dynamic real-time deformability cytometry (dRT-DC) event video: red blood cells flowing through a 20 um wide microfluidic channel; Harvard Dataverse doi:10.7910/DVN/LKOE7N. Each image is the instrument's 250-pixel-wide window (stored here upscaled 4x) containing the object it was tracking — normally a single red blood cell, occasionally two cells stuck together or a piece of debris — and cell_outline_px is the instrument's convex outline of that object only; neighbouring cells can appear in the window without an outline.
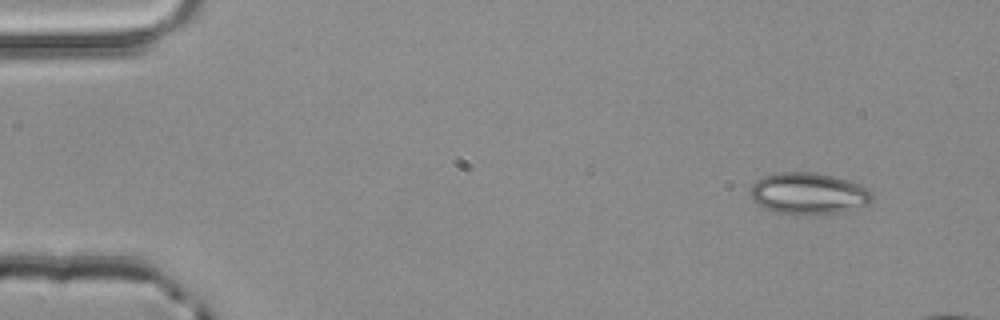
{"species": "common noctule bat (a hibernating species)", "species_latin": "Nyctalus noctula", "temperature_condition": "room temperature", "stored_images_in_passage": 3, "camera_frame_rate_fps": 3000, "um_per_image_px": 0.085, "animal": {"sex": "male", "body_mass_g": 20.4}, "frame": {"image": 1, "passage_image": 1, "time_ms": 0.0, "image_size_px": [1000, 320], "cell_outline_px": [[872, 200], [868, 204], [844, 212], [800, 216], [776, 212], [764, 208], [756, 204], [752, 200], [748, 192], [752, 184], [756, 180], [764, 176], [776, 172], [816, 172], [848, 180], [860, 184], [868, 188], [872, 192]], "centroid_in_image_um": [68.69, 16.46], "position_along_channel_um": 16.3, "area_um2": 30.17}}